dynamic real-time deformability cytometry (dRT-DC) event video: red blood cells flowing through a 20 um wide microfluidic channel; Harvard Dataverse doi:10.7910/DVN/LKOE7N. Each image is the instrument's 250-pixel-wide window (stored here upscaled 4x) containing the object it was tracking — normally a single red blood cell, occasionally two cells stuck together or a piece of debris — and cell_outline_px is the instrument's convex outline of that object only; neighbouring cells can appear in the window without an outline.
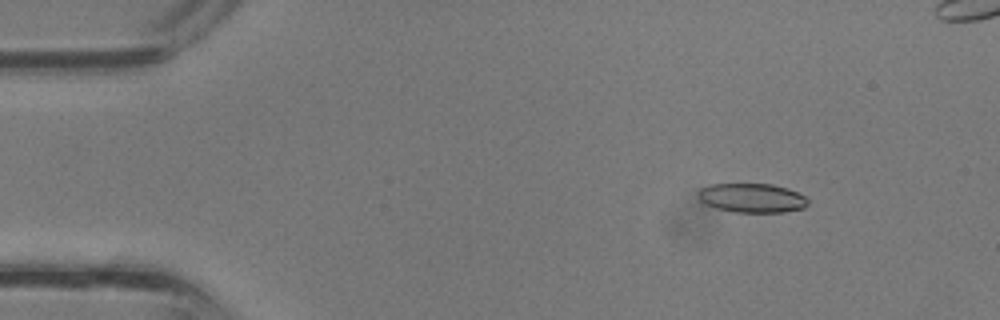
{"species": "common noctule bat (a hibernating species)", "species_latin": "Nyctalus noctula", "temperature_condition": "room temperature", "stored_images_in_passage": 35, "camera_frame_rate_fps": 3000, "um_per_image_px": 0.085, "animal": {"sex": "male", "body_mass_g": 13.3}, "frame": {"image": 1, "passage_image": 4, "time_ms": 1.0, "image_size_px": [1000, 320], "cell_outline_px": [[808, 204], [804, 208], [784, 212], [736, 212], [716, 208], [704, 204], [700, 200], [696, 192], [700, 188], [708, 184], [772, 184], [788, 188], [804, 196], [808, 200]], "centroid_in_image_um": [63.88, 16.82], "position_along_channel_um": 21.1, "area_um2": 18.79}}
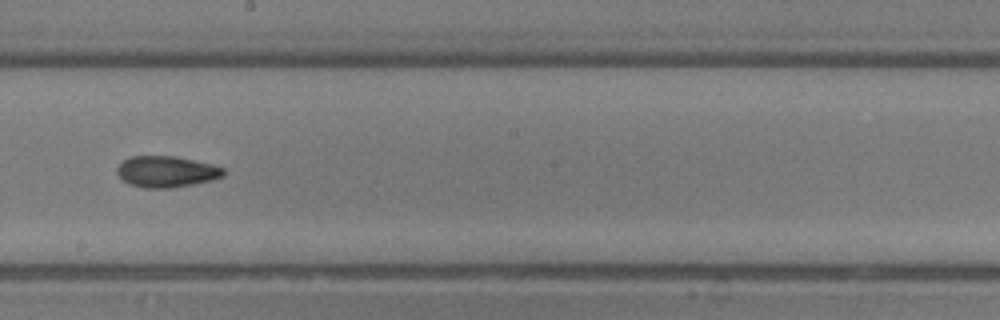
{"frame": {"image": 2, "passage_image": 20, "time_ms": 6.333, "image_size_px": [1000, 320], "cell_outline_px": [[224, 176], [212, 180], [172, 188], [144, 188], [128, 184], [120, 180], [116, 172], [116, 168], [124, 160], [132, 156], [176, 156], [212, 164], [224, 168]], "centroid_in_image_um": [14.11, 14.6], "position_along_channel_um": 234.1, "area_um2": 19.54}}
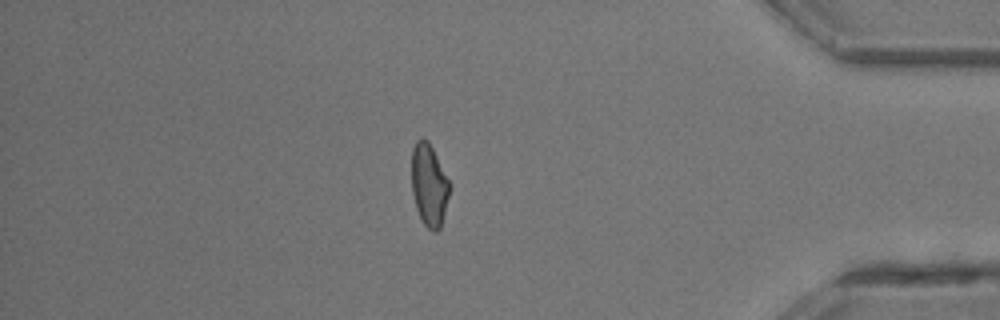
{"frame": {"image": 3, "passage_image": 31, "time_ms": 10.0, "image_size_px": [1000, 320], "cell_outline_px": [[452, 184], [440, 228], [436, 232], [432, 232], [424, 224], [416, 208], [412, 192], [412, 148], [416, 140], [420, 136], [428, 140]], "centroid_in_image_um": [36.48, 15.69], "position_along_channel_um": 398.7, "area_um2": 18.44}}